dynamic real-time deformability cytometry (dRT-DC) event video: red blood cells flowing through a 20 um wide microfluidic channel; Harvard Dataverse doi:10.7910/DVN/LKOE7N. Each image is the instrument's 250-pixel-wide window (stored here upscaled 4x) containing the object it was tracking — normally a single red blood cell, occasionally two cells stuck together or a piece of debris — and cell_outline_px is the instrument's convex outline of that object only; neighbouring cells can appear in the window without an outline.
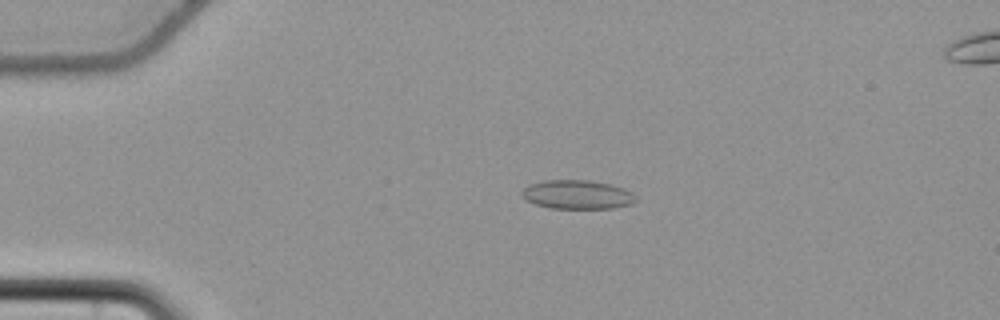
{"species": "common noctule bat (a hibernating species)", "species_latin": "Nyctalus noctula", "temperature_condition": "cold", "stored_images_in_passage": 56, "camera_frame_rate_fps": 3000, "um_per_image_px": 0.085, "animal": {"sex": "female", "body_mass_g": 22.7, "forearm_length_mm": 54.2}, "frame": {"image": 1, "passage_image": 13, "time_ms": 4.0, "image_size_px": [1000, 320], "cell_outline_px": [[636, 200], [632, 204], [612, 208], [552, 208], [536, 204], [524, 200], [520, 192], [528, 184], [544, 180], [588, 180], [608, 184], [624, 188], [632, 192], [636, 196]], "centroid_in_image_um": [49.04, 16.53], "position_along_channel_um": 36.0, "area_um2": 19.25}}
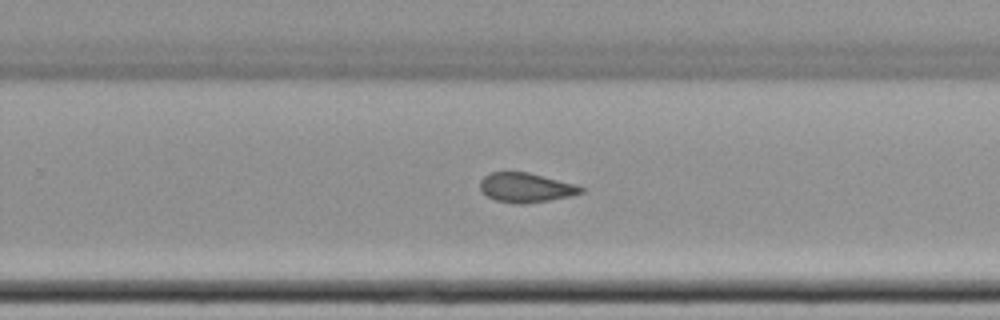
{"frame": {"image": 2, "passage_image": 37, "time_ms": 12.0, "image_size_px": [1000, 320], "cell_outline_px": [[584, 192], [572, 196], [548, 200], [520, 204], [516, 204], [496, 200], [488, 196], [480, 188], [480, 180], [484, 176], [492, 172], [528, 172], [576, 184], [584, 188]], "centroid_in_image_um": [44.72, 15.94], "position_along_channel_um": 285.1, "area_um2": 17.22}}
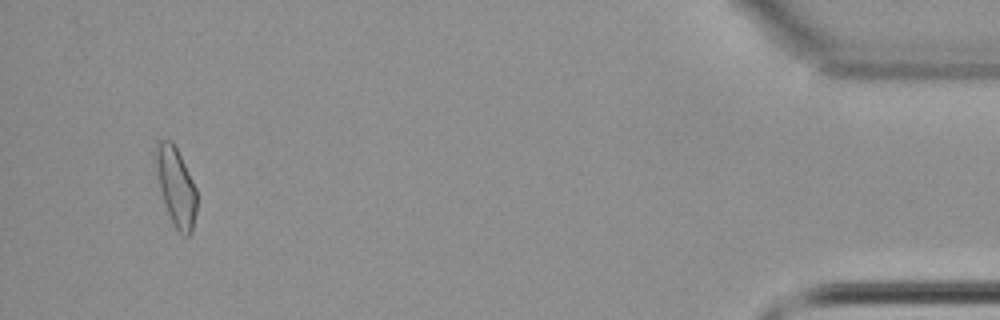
{"frame": {"image": 3, "passage_image": 54, "time_ms": 17.667, "image_size_px": [1000, 320], "cell_outline_px": [[196, 212], [192, 232], [188, 236], [184, 236], [172, 224], [160, 188], [156, 164], [156, 148], [160, 140], [172, 140], [196, 188]], "centroid_in_image_um": [14.98, 15.91], "position_along_channel_um": 420.2, "area_um2": 18.15}, "authors_computed_cell_mechanics": {"area_um2": 17.9758, "velocity_mm_per_s": 3.7121, "shape_relaxation_time_tau1_ms": null, "shape_relaxation_time_tau2_ms": 1.8798, "deformation_change_tau1": null, "deformation_change_tau2": 0.0852}}